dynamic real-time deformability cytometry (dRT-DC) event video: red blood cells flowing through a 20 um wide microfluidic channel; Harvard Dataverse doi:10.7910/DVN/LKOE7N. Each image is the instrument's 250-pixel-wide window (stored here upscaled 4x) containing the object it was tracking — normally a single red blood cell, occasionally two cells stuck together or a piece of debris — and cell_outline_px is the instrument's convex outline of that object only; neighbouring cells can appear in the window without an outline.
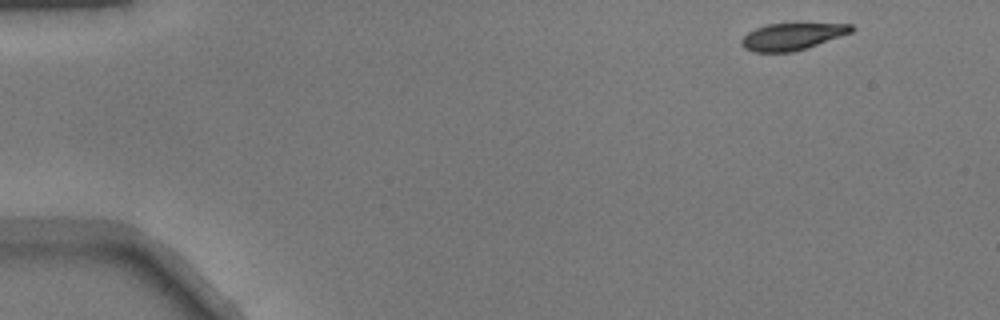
{"species": "common noctule bat (a hibernating species)", "species_latin": "Nyctalus noctula", "temperature_condition": "warm", "stored_images_in_passage": 17, "camera_frame_rate_fps": 3000, "um_per_image_px": 0.085, "animal": {"sex": "male", "body_mass_g": 17.9}, "frame": {"image": 1, "passage_image": 1, "time_ms": 0.0, "image_size_px": [1000, 320], "cell_outline_px": [[856, 28], [852, 32], [792, 52], [756, 52], [744, 48], [740, 44], [740, 40], [748, 32], [756, 28], [768, 24], [852, 24]], "centroid_in_image_um": [67.29, 3.1], "position_along_channel_um": 17.7, "area_um2": 16.88}}
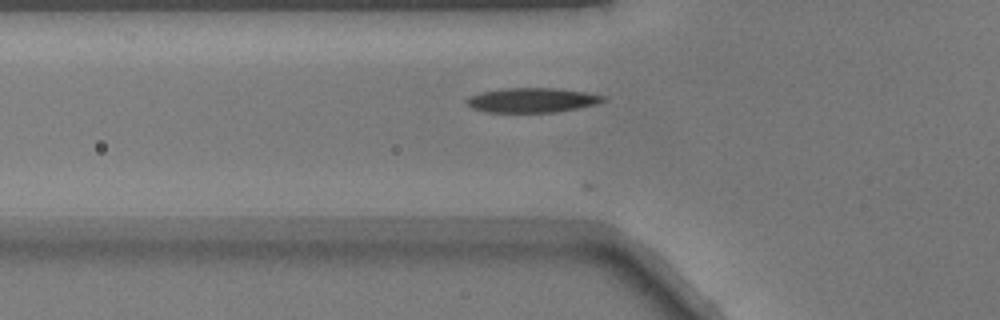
{"frame": {"image": 2, "passage_image": 14, "time_ms": 4.333, "image_size_px": [1000, 320], "cell_outline_px": [[604, 100], [596, 104], [580, 108], [556, 112], [484, 112], [472, 108], [464, 100], [480, 92], [504, 88], [556, 88], [584, 92], [604, 96]], "centroid_in_image_um": [45.2, 8.52], "position_along_channel_um": 80.6, "area_um2": 19.48}}